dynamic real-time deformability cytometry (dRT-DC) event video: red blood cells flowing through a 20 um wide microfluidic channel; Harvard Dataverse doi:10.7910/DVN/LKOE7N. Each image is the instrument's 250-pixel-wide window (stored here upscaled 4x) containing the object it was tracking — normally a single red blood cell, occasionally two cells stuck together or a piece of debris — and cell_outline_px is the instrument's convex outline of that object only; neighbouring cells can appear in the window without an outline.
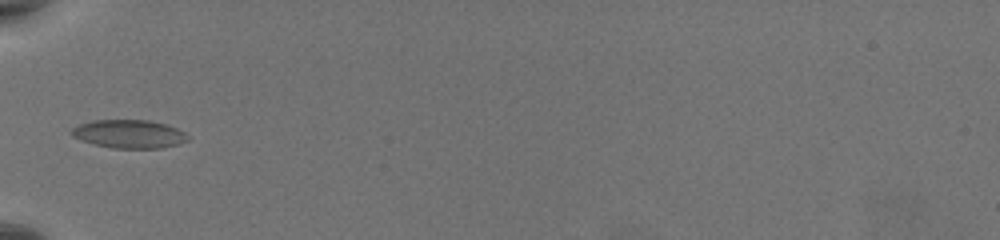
{"species": "common noctule bat (a hibernating species)", "species_latin": "Nyctalus noctula", "temperature_condition": "warm", "stored_images_in_passage": 33, "camera_frame_rate_fps": 3000, "um_per_image_px": 0.085, "animal": {"sex": "female", "body_mass_g": 19.5, "forearm_length_mm": 54.1}, "frame": {"image": 1, "passage_image": 1, "time_ms": 0.0, "image_size_px": [1000, 240], "cell_outline_px": [[188, 140], [180, 144], [160, 148], [112, 148], [80, 140], [72, 136], [68, 132], [72, 128], [80, 124], [92, 120], [148, 120], [164, 124], [176, 128], [184, 132], [188, 136]], "centroid_in_image_um": [10.95, 11.39], "position_along_channel_um": 74.1, "area_um2": 19.19}}
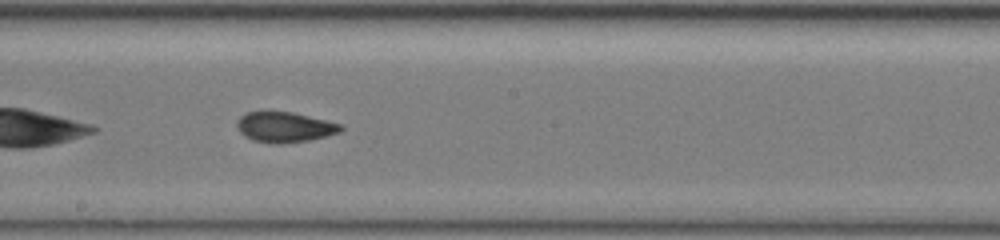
{"frame": {"image": 2, "passage_image": 13, "time_ms": 4.0, "image_size_px": [1000, 240], "cell_outline_px": [[344, 128], [340, 132], [308, 140], [280, 144], [276, 144], [252, 140], [244, 136], [240, 132], [236, 124], [236, 120], [240, 116], [248, 112], [292, 112], [344, 124]], "centroid_in_image_um": [24.2, 10.8], "position_along_channel_um": 224.0, "area_um2": 18.32}}
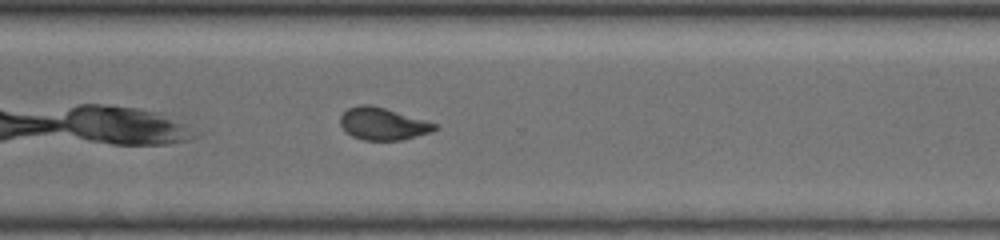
{"frame": {"image": 3, "passage_image": 22, "time_ms": 7.0, "image_size_px": [1000, 240], "cell_outline_px": [[440, 128], [432, 132], [400, 140], [364, 140], [352, 136], [340, 124], [340, 116], [348, 108], [360, 104], [372, 104], [424, 120], [436, 124]], "centroid_in_image_um": [32.54, 10.52], "position_along_channel_um": 338.1, "area_um2": 17.63}, "authors_computed_cell_mechanics": {"area_um2": 18.3226, "velocity_mm_per_s": 3.803, "shape_relaxation_time_tau1_ms": null, "shape_relaxation_time_tau2_ms": 1.896, "deformation_change_tau1": null, "deformation_change_tau2": 0.0815}}